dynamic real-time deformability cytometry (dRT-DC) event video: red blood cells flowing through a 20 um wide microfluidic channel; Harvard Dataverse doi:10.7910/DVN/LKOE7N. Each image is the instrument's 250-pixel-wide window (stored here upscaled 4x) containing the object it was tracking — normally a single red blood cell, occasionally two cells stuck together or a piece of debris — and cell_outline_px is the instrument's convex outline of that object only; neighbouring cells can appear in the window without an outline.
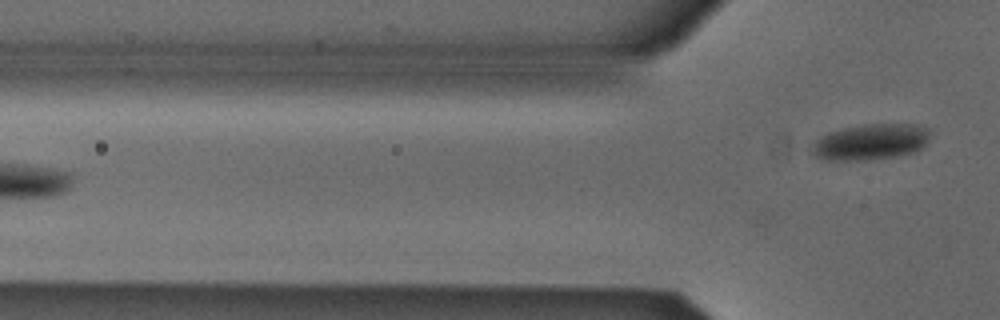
{"species": "Egyptian fruit bat (a non-hibernating species)", "species_latin": "Rousettus aegyptiacus", "temperature_condition": "cold", "stored_images_in_passage": 6, "camera_frame_rate_fps": 3000, "um_per_image_px": 0.085, "animal": {"sex": "male"}, "frame": {"image": 1, "passage_image": 6, "time_ms": 1.667, "image_size_px": [1000, 320], "cell_outline_px": [[932, 132], [928, 144], [912, 152], [892, 156], [864, 160], [828, 160], [816, 156], [812, 152], [812, 148], [816, 140], [820, 136], [828, 132], [844, 128], [864, 124], [920, 124], [928, 128]], "centroid_in_image_um": [74.06, 12.04], "position_along_channel_um": 51.7, "area_um2": 24.74}}